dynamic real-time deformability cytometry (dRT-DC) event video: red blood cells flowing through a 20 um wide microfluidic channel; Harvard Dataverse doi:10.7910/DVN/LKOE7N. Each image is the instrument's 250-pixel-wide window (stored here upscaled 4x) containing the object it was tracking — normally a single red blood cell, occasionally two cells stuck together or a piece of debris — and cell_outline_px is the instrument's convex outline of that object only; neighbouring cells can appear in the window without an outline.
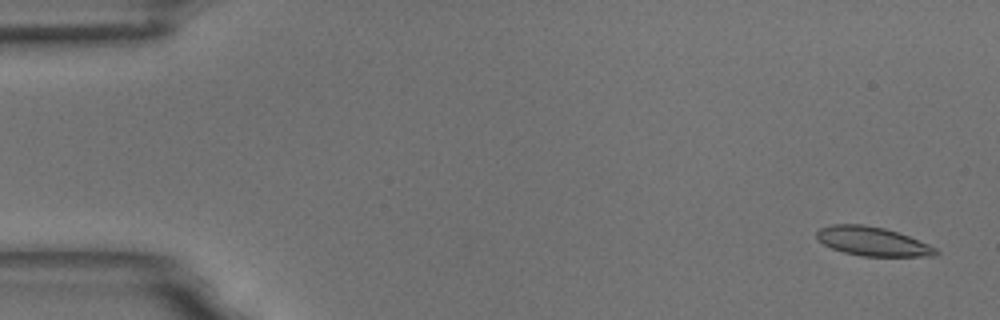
{"species": "common noctule bat (a hibernating species)", "species_latin": "Nyctalus noctula", "temperature_condition": "room temperature", "stored_images_in_passage": 57, "camera_frame_rate_fps": 3000, "um_per_image_px": 0.085, "animal": {"sex": "male", "body_mass_g": 18.8}, "frame": {"image": 1, "passage_image": 3, "time_ms": 0.667, "image_size_px": [1000, 320], "cell_outline_px": [[940, 252], [936, 256], [860, 256], [844, 252], [832, 248], [824, 244], [816, 236], [816, 232], [820, 228], [832, 224], [864, 224], [884, 228], [908, 236], [928, 244], [936, 248]], "centroid_in_image_um": [74.17, 20.52], "position_along_channel_um": 10.8, "area_um2": 20.0}}
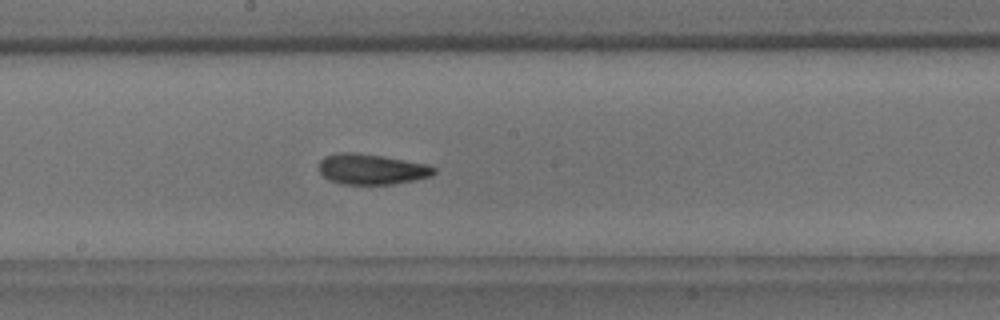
{"frame": {"image": 2, "passage_image": 31, "time_ms": 10.0, "image_size_px": [1000, 320], "cell_outline_px": [[436, 172], [432, 176], [392, 184], [344, 184], [328, 180], [320, 172], [320, 160], [324, 156], [340, 152], [352, 152], [384, 156], [428, 164], [436, 168]], "centroid_in_image_um": [31.59, 14.37], "position_along_channel_um": 216.6, "area_um2": 20.46}}
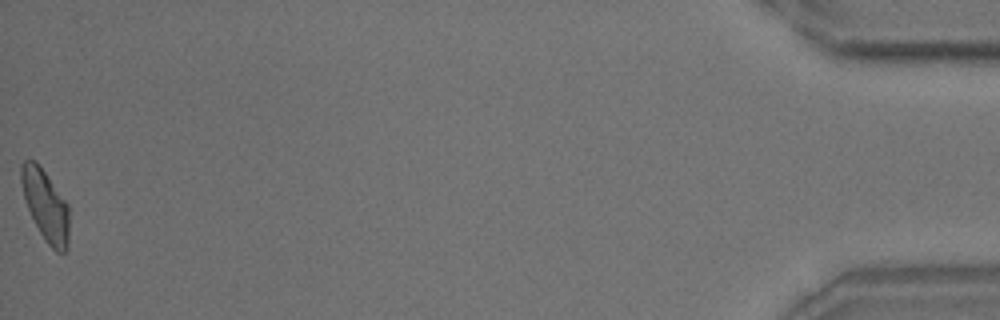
{"frame": {"image": 3, "passage_image": 57, "time_ms": 18.667, "image_size_px": [1000, 320], "cell_outline_px": [[68, 248], [64, 252], [56, 252], [44, 240], [28, 208], [24, 196], [20, 180], [20, 164], [24, 160], [36, 160], [68, 204]], "centroid_in_image_um": [3.86, 17.44], "position_along_channel_um": 431.3, "area_um2": 19.65}, "authors_computed_cell_mechanics": {"area_um2": 20.1144, "velocity_mm_per_s": 3.6077, "shape_relaxation_time_tau1_ms": 5.5775, "shape_relaxation_time_tau2_ms": 2.1456, "deformation_change_tau1": 0.1487, "deformation_change_tau2": 0.082}}